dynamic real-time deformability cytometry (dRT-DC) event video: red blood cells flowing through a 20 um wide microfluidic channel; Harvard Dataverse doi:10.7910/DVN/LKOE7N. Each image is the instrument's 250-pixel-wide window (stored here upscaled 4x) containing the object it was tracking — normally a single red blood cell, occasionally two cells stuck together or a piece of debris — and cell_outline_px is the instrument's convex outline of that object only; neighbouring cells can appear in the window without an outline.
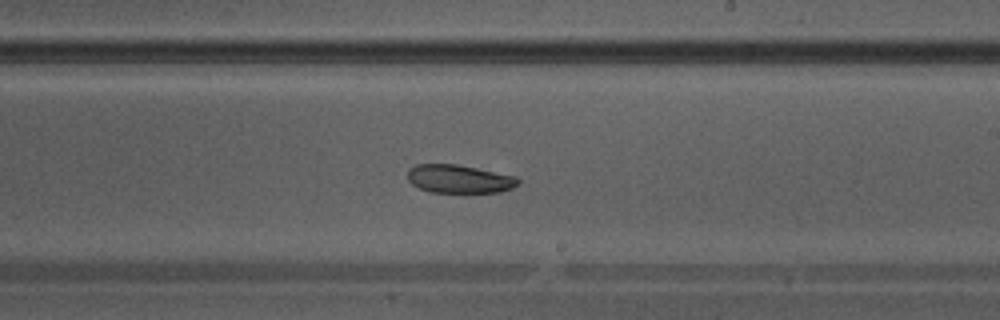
{"species": "Egyptian fruit bat (a non-hibernating species)", "species_latin": "Rousettus aegyptiacus", "temperature_condition": "warm", "stored_images_in_passage": 30, "camera_frame_rate_fps": 3000, "um_per_image_px": 0.085, "animal": {"sex": "male"}, "frame": {"image": 1, "passage_image": 13, "time_ms": 4.0, "image_size_px": [1000, 320], "cell_outline_px": [[520, 184], [512, 188], [500, 192], [432, 192], [420, 188], [412, 184], [408, 180], [408, 168], [416, 164], [456, 164], [516, 176], [520, 180]], "centroid_in_image_um": [39.04, 15.2], "position_along_channel_um": 250.0, "area_um2": 18.21}}